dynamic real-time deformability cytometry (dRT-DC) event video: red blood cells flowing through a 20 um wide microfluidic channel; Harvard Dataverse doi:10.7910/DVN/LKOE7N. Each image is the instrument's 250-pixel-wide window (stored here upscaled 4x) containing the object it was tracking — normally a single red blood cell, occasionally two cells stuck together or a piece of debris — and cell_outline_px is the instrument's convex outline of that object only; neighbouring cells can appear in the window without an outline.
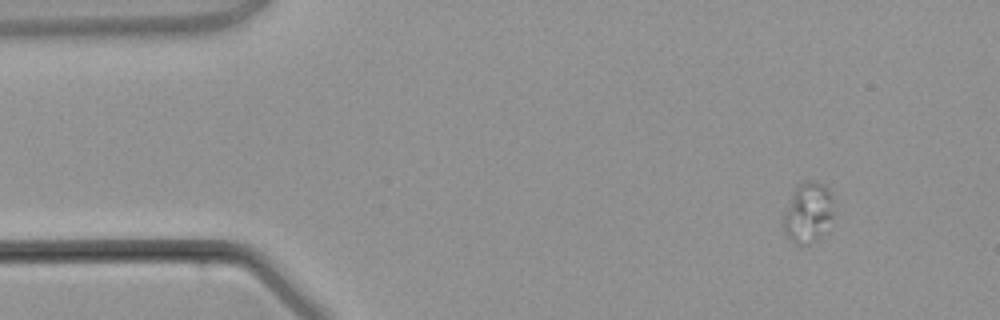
{"species": "common noctule bat (a hibernating species)", "species_latin": "Nyctalus noctula", "temperature_condition": "warm", "stored_images_in_passage": 3, "camera_frame_rate_fps": 3000, "um_per_image_px": 0.085, "animal": {"sex": "male", "body_mass_g": 21.5, "forearm_length_mm": 52.0}, "frame": {"image": 1, "passage_image": 1, "time_ms": 0.0, "image_size_px": [1000, 320], "cell_outline_px": [[832, 216], [820, 236], [816, 240], [808, 244], [796, 244], [784, 232], [784, 216], [792, 196], [796, 188], [804, 180], [816, 180], [824, 184], [832, 192]], "centroid_in_image_um": [68.7, 18.03], "position_along_channel_um": 16.3, "area_um2": 17.17}}
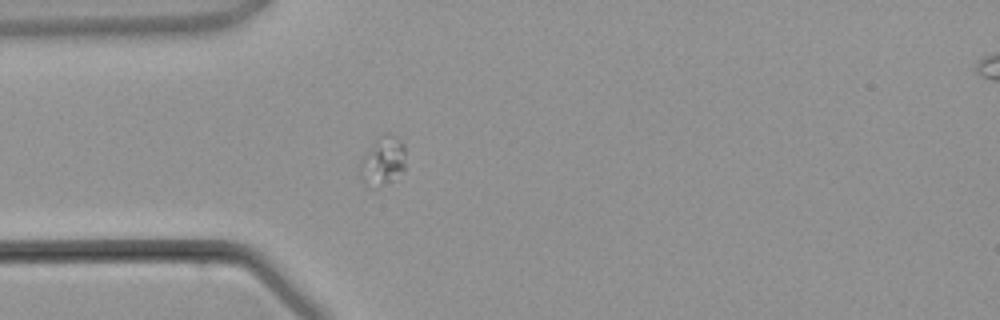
{"frame": {"image": 2, "passage_image": 3, "time_ms": 2.667, "image_size_px": [1000, 320], "cell_outline_px": [[404, 168], [388, 180], [376, 188], [372, 188], [360, 180], [360, 160], [380, 132], [392, 136], [400, 140], [404, 144]], "centroid_in_image_um": [32.47, 13.65], "position_along_channel_um": 52.5, "area_um2": 12.66}}